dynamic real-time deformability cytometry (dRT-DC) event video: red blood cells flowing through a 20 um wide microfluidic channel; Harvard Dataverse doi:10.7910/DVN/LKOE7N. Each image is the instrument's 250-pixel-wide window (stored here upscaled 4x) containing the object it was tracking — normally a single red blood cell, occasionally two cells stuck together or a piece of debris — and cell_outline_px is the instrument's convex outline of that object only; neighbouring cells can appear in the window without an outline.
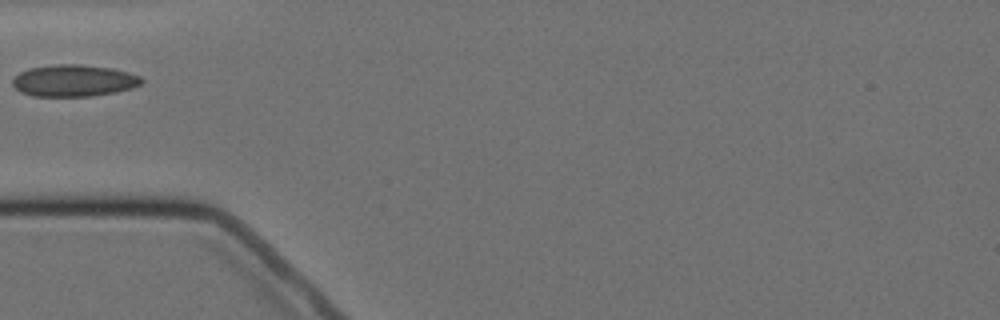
{"species": "Egyptian fruit bat (a non-hibernating species)", "species_latin": "Rousettus aegyptiacus", "temperature_condition": "cold", "stored_images_in_passage": 2, "camera_frame_rate_fps": 3000, "um_per_image_px": 0.085, "animal": {"sex": "female"}, "frame": {"image": 1, "passage_image": 1, "time_ms": 0.0, "image_size_px": [1000, 320], "cell_outline_px": [[144, 80], [140, 84], [132, 88], [116, 92], [92, 96], [32, 96], [20, 92], [12, 84], [12, 80], [20, 72], [28, 68], [56, 64], [80, 64], [112, 68], [128, 72], [140, 76]], "centroid_in_image_um": [6.27, 6.85], "position_along_channel_um": 78.7, "area_um2": 23.99}}
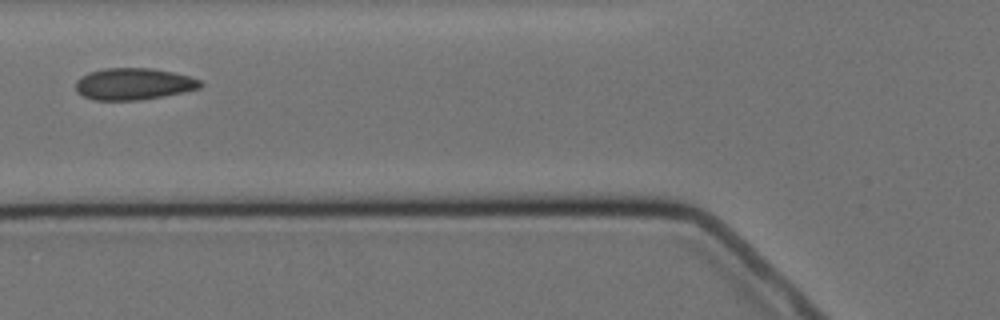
{"frame": {"image": 2, "passage_image": 2, "time_ms": 1.0, "image_size_px": [1000, 320], "cell_outline_px": [[204, 84], [200, 88], [184, 92], [164, 96], [140, 100], [92, 100], [84, 96], [76, 88], [76, 80], [80, 76], [88, 72], [104, 68], [148, 68], [172, 72], [188, 76], [200, 80]], "centroid_in_image_um": [11.35, 7.13], "position_along_channel_um": 114.4, "area_um2": 23.06}}